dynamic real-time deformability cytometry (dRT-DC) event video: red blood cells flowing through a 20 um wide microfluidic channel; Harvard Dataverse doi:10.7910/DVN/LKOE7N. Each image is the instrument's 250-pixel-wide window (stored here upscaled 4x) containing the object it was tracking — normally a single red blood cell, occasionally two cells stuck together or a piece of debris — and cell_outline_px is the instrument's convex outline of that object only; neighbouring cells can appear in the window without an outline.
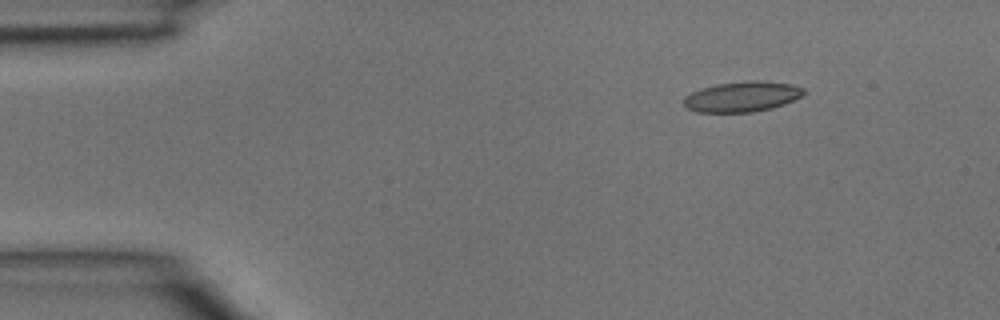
{"species": "common noctule bat (a hibernating species)", "species_latin": "Nyctalus noctula", "temperature_condition": "room temperature", "stored_images_in_passage": 3, "camera_frame_rate_fps": 3000, "um_per_image_px": 0.085, "animal": {"sex": "male", "body_mass_g": 15.6}, "frame": {"image": 1, "passage_image": 2, "time_ms": 0.333, "image_size_px": [1000, 320], "cell_outline_px": [[804, 92], [800, 96], [784, 104], [772, 108], [752, 112], [696, 112], [688, 108], [684, 104], [684, 96], [700, 88], [716, 84], [752, 80], [760, 80], [792, 84], [804, 88]], "centroid_in_image_um": [63.06, 8.21], "position_along_channel_um": 21.9, "area_um2": 21.15}}